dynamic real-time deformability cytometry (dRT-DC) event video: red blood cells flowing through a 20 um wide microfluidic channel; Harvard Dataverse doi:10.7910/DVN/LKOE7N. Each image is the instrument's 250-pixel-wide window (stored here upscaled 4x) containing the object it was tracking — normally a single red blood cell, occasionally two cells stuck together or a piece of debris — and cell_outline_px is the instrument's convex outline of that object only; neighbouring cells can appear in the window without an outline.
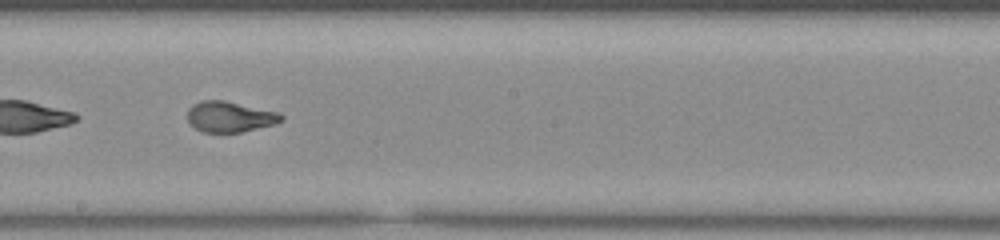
{"species": "common noctule bat (a hibernating species)", "species_latin": "Nyctalus noctula", "temperature_condition": "room temperature", "stored_images_in_passage": 52, "camera_frame_rate_fps": 3000, "um_per_image_px": 0.085, "animal": {"sex": "male", "body_mass_g": 20.0, "forearm_length_mm": 53.3}, "frame": {"image": 1, "passage_image": 30, "time_ms": 9.667, "image_size_px": [1000, 240], "cell_outline_px": [[284, 120], [276, 124], [240, 132], [204, 132], [196, 128], [188, 120], [188, 108], [192, 104], [200, 100], [224, 100], [280, 112], [284, 116]], "centroid_in_image_um": [19.57, 9.91], "position_along_channel_um": 228.6, "area_um2": 16.88}}